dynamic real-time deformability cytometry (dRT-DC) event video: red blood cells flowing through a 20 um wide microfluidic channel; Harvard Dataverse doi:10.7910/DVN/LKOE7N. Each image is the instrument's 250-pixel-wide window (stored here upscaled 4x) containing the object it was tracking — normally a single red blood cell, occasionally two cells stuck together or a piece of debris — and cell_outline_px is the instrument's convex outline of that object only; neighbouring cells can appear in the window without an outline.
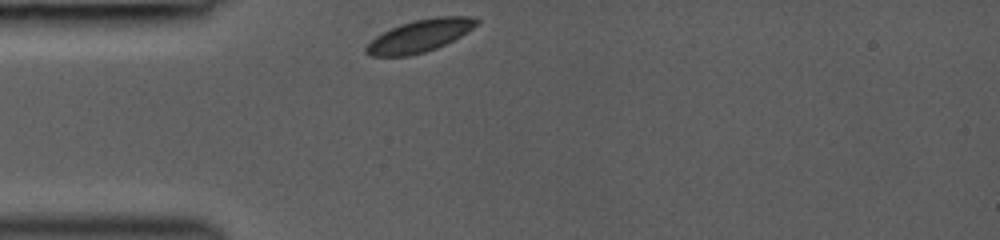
{"species": "common noctule bat (a hibernating species)", "species_latin": "Nyctalus noctula", "temperature_condition": "room temperature", "stored_images_in_passage": 29, "camera_frame_rate_fps": 3000, "um_per_image_px": 0.085, "animal": {"sex": "female", "body_mass_g": 19.0, "forearm_length_mm": 53.3}, "frame": {"image": 1, "passage_image": 1, "time_ms": 0.0, "image_size_px": [1000, 240], "cell_outline_px": [[480, 20], [472, 28], [460, 36], [436, 48], [424, 52], [408, 56], [368, 56], [364, 52], [364, 48], [376, 36], [400, 24], [416, 20], [436, 16], [472, 16]], "centroid_in_image_um": [35.66, 3.05], "position_along_channel_um": 49.3, "area_um2": 20.58}}
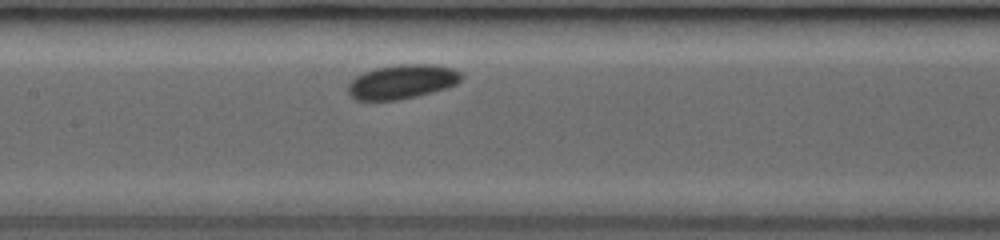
{"frame": {"image": 2, "passage_image": 11, "time_ms": 3.333, "image_size_px": [1000, 240], "cell_outline_px": [[464, 76], [456, 84], [448, 88], [416, 96], [396, 100], [356, 100], [348, 92], [348, 84], [356, 76], [364, 72], [376, 68], [400, 64], [432, 64], [452, 68], [460, 72]], "centroid_in_image_um": [34.2, 6.94], "position_along_channel_um": 173.2, "area_um2": 22.54}}
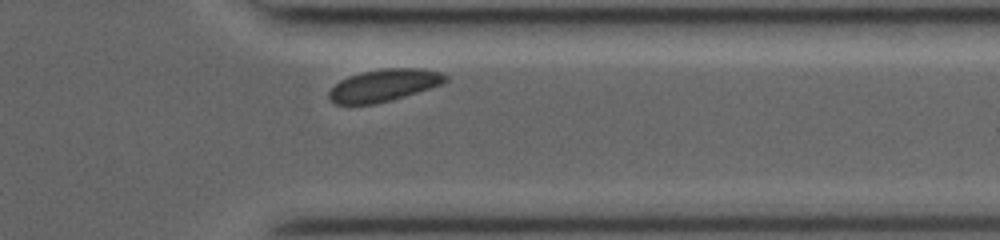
{"frame": {"image": 3, "passage_image": 26, "time_ms": 8.333, "image_size_px": [1000, 240], "cell_outline_px": [[448, 80], [444, 84], [404, 96], [376, 104], [336, 104], [328, 96], [328, 92], [340, 80], [348, 76], [360, 72], [384, 68], [424, 68], [440, 72], [448, 76]], "centroid_in_image_um": [32.67, 7.23], "position_along_channel_um": 378.7, "area_um2": 21.91}, "authors_computed_cell_mechanics": {"area_um2": 21.9062, "velocity_mm_per_s": 4.0862, "shape_relaxation_time_tau1_ms": 0.7848, "shape_relaxation_time_tau2_ms": null, "deformation_change_tau1": 0.0614, "deformation_change_tau2": null}}